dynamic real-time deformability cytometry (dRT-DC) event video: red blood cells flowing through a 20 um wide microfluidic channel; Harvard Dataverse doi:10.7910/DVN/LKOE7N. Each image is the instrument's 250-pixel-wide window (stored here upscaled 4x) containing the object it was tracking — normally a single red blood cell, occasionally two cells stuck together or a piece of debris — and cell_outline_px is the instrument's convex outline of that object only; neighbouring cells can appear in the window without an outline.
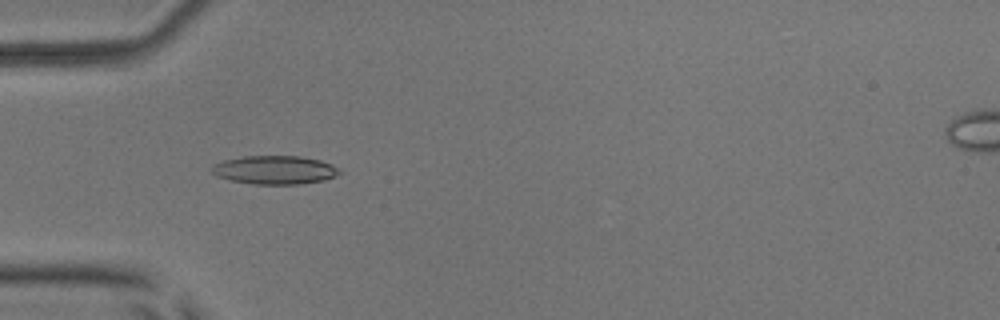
{"species": "common noctule bat (a hibernating species)", "species_latin": "Nyctalus noctula", "temperature_condition": "room temperature", "stored_images_in_passage": 8, "camera_frame_rate_fps": 3000, "um_per_image_px": 0.085, "animal": {"sex": "male", "body_mass_g": 17.9, "forearm_length_mm": 54.2}, "frame": {"image": 1, "passage_image": 5, "time_ms": 4.667, "image_size_px": [1000, 320], "cell_outline_px": [[344, 172], [336, 176], [324, 180], [300, 184], [252, 184], [232, 180], [216, 176], [208, 168], [212, 164], [224, 160], [244, 156], [300, 156], [320, 160], [332, 164], [340, 168]], "centroid_in_image_um": [23.37, 14.44], "position_along_channel_um": 61.6, "area_um2": 21.5}}
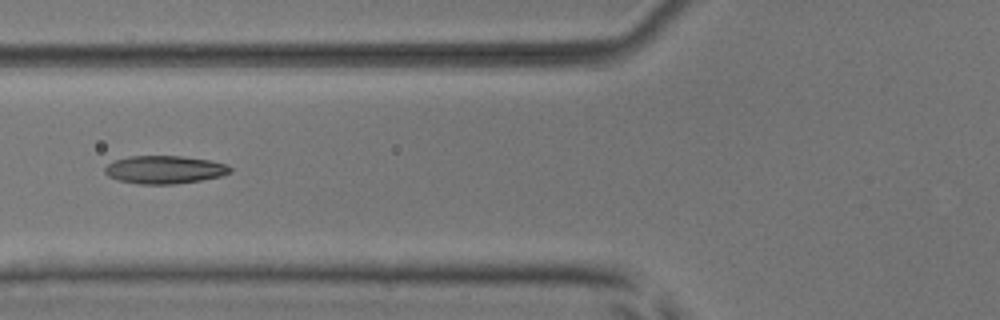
{"frame": {"image": 2, "passage_image": 6, "time_ms": 6.0, "image_size_px": [1000, 320], "cell_outline_px": [[232, 172], [220, 176], [200, 180], [172, 184], [140, 184], [120, 180], [108, 176], [104, 172], [104, 168], [108, 164], [116, 160], [128, 156], [180, 156], [212, 160], [228, 164], [232, 168]], "centroid_in_image_um": [14.02, 14.41], "position_along_channel_um": 111.8, "area_um2": 20.4}}
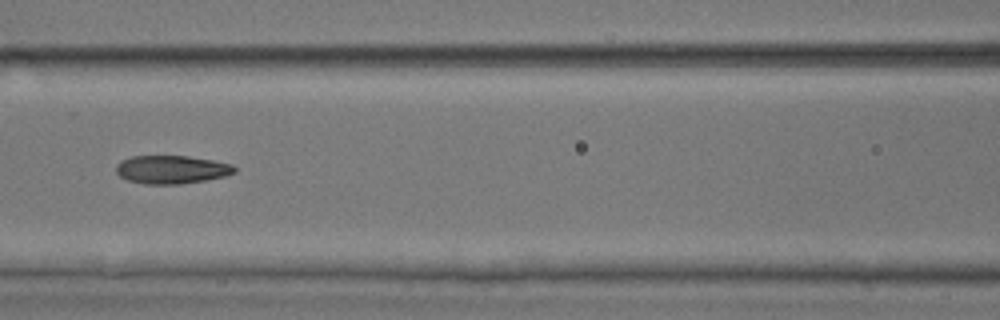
{"frame": {"image": 3, "passage_image": 7, "time_ms": 7.0, "image_size_px": [1000, 320], "cell_outline_px": [[236, 172], [224, 176], [204, 180], [180, 184], [144, 184], [128, 180], [120, 176], [116, 172], [116, 164], [120, 160], [132, 156], [188, 156], [212, 160], [232, 164], [236, 168]], "centroid_in_image_um": [14.56, 14.4], "position_along_channel_um": 152.0, "area_um2": 19.48}}